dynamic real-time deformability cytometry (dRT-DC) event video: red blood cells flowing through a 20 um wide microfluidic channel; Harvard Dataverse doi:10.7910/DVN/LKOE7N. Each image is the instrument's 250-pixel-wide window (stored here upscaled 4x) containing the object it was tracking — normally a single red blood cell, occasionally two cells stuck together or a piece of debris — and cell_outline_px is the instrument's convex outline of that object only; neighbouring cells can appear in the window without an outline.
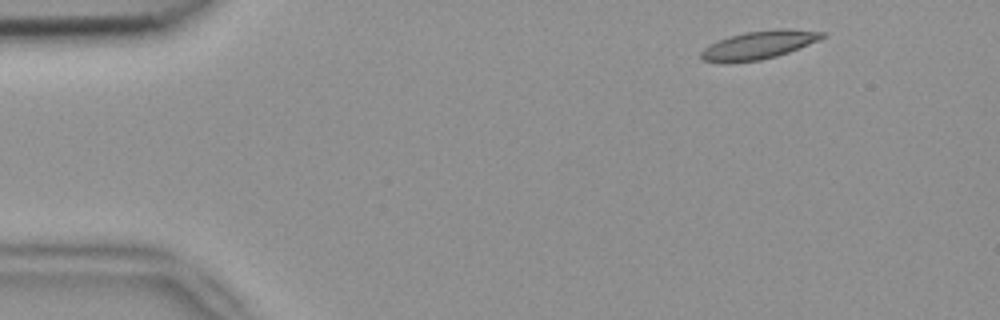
{"species": "common noctule bat (a hibernating species)", "species_latin": "Nyctalus noctula", "temperature_condition": "room temperature", "stored_images_in_passage": 4, "camera_frame_rate_fps": 3000, "um_per_image_px": 0.085, "animal": {"sex": "female", "body_mass_g": 18.4}, "frame": {"image": 1, "passage_image": 1, "time_ms": 0.0, "image_size_px": [1000, 320], "cell_outline_px": [[828, 36], [788, 52], [776, 56], [760, 60], [728, 64], [700, 60], [700, 52], [704, 48], [720, 40], [744, 32], [824, 32]], "centroid_in_image_um": [64.34, 3.92], "position_along_channel_um": 20.7, "area_um2": 18.73}}
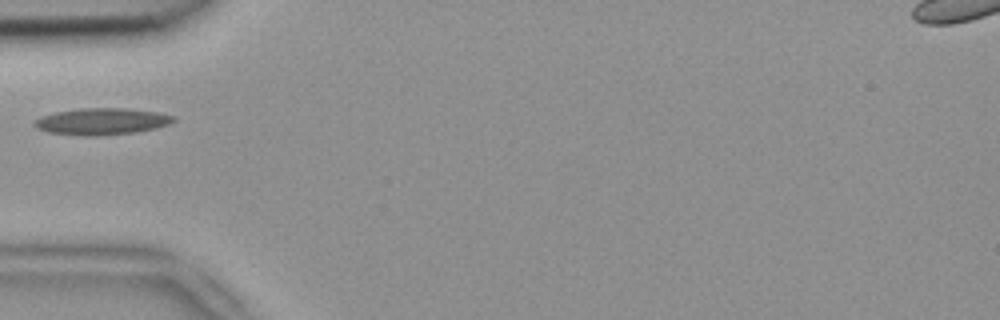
{"frame": {"image": 2, "passage_image": 3, "time_ms": 0.667, "image_size_px": [1000, 320], "cell_outline_px": [[176, 120], [168, 124], [156, 128], [136, 132], [104, 136], [88, 136], [48, 132], [36, 128], [32, 124], [40, 116], [56, 112], [80, 108], [124, 108], [156, 112], [176, 116]], "centroid_in_image_um": [8.65, 10.32], "position_along_channel_um": 76.4, "area_um2": 21.68}}